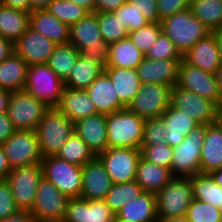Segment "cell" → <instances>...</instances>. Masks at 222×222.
Returning a JSON list of instances; mask_svg holds the SVG:
<instances>
[{
  "label": "cell",
  "mask_w": 222,
  "mask_h": 222,
  "mask_svg": "<svg viewBox=\"0 0 222 222\" xmlns=\"http://www.w3.org/2000/svg\"><path fill=\"white\" fill-rule=\"evenodd\" d=\"M69 43L80 51L81 56L91 58L94 63L105 70L110 44L102 38L98 12L88 13L77 23L70 25Z\"/></svg>",
  "instance_id": "obj_1"
},
{
  "label": "cell",
  "mask_w": 222,
  "mask_h": 222,
  "mask_svg": "<svg viewBox=\"0 0 222 222\" xmlns=\"http://www.w3.org/2000/svg\"><path fill=\"white\" fill-rule=\"evenodd\" d=\"M35 131L43 158L56 156L74 132V122L58 107H49Z\"/></svg>",
  "instance_id": "obj_2"
},
{
  "label": "cell",
  "mask_w": 222,
  "mask_h": 222,
  "mask_svg": "<svg viewBox=\"0 0 222 222\" xmlns=\"http://www.w3.org/2000/svg\"><path fill=\"white\" fill-rule=\"evenodd\" d=\"M162 31L183 56L194 44L207 37L211 31L186 9L161 21Z\"/></svg>",
  "instance_id": "obj_3"
},
{
  "label": "cell",
  "mask_w": 222,
  "mask_h": 222,
  "mask_svg": "<svg viewBox=\"0 0 222 222\" xmlns=\"http://www.w3.org/2000/svg\"><path fill=\"white\" fill-rule=\"evenodd\" d=\"M145 121L127 108L107 114L108 148L140 149Z\"/></svg>",
  "instance_id": "obj_4"
},
{
  "label": "cell",
  "mask_w": 222,
  "mask_h": 222,
  "mask_svg": "<svg viewBox=\"0 0 222 222\" xmlns=\"http://www.w3.org/2000/svg\"><path fill=\"white\" fill-rule=\"evenodd\" d=\"M193 199L191 178L173 177L156 194L157 218L169 219L185 216Z\"/></svg>",
  "instance_id": "obj_5"
},
{
  "label": "cell",
  "mask_w": 222,
  "mask_h": 222,
  "mask_svg": "<svg viewBox=\"0 0 222 222\" xmlns=\"http://www.w3.org/2000/svg\"><path fill=\"white\" fill-rule=\"evenodd\" d=\"M206 133V125L196 126L185 139L173 147L171 175L173 177H191L201 173V150Z\"/></svg>",
  "instance_id": "obj_6"
},
{
  "label": "cell",
  "mask_w": 222,
  "mask_h": 222,
  "mask_svg": "<svg viewBox=\"0 0 222 222\" xmlns=\"http://www.w3.org/2000/svg\"><path fill=\"white\" fill-rule=\"evenodd\" d=\"M64 82L47 64L28 66L23 89L48 107H57L61 101Z\"/></svg>",
  "instance_id": "obj_7"
},
{
  "label": "cell",
  "mask_w": 222,
  "mask_h": 222,
  "mask_svg": "<svg viewBox=\"0 0 222 222\" xmlns=\"http://www.w3.org/2000/svg\"><path fill=\"white\" fill-rule=\"evenodd\" d=\"M48 108L27 90L21 89L11 92L7 114L16 130L35 131Z\"/></svg>",
  "instance_id": "obj_8"
},
{
  "label": "cell",
  "mask_w": 222,
  "mask_h": 222,
  "mask_svg": "<svg viewBox=\"0 0 222 222\" xmlns=\"http://www.w3.org/2000/svg\"><path fill=\"white\" fill-rule=\"evenodd\" d=\"M43 176L51 181L62 194L69 198L81 196L82 166L69 163L56 156H48L41 161Z\"/></svg>",
  "instance_id": "obj_9"
},
{
  "label": "cell",
  "mask_w": 222,
  "mask_h": 222,
  "mask_svg": "<svg viewBox=\"0 0 222 222\" xmlns=\"http://www.w3.org/2000/svg\"><path fill=\"white\" fill-rule=\"evenodd\" d=\"M69 199L51 181L42 176L30 213L35 222L62 221Z\"/></svg>",
  "instance_id": "obj_10"
},
{
  "label": "cell",
  "mask_w": 222,
  "mask_h": 222,
  "mask_svg": "<svg viewBox=\"0 0 222 222\" xmlns=\"http://www.w3.org/2000/svg\"><path fill=\"white\" fill-rule=\"evenodd\" d=\"M171 88L163 84L143 83L126 108L144 120L159 118L170 107Z\"/></svg>",
  "instance_id": "obj_11"
},
{
  "label": "cell",
  "mask_w": 222,
  "mask_h": 222,
  "mask_svg": "<svg viewBox=\"0 0 222 222\" xmlns=\"http://www.w3.org/2000/svg\"><path fill=\"white\" fill-rule=\"evenodd\" d=\"M42 176L41 163L11 168L6 181L10 185L15 205L19 210H31Z\"/></svg>",
  "instance_id": "obj_12"
},
{
  "label": "cell",
  "mask_w": 222,
  "mask_h": 222,
  "mask_svg": "<svg viewBox=\"0 0 222 222\" xmlns=\"http://www.w3.org/2000/svg\"><path fill=\"white\" fill-rule=\"evenodd\" d=\"M2 147L11 168L40 164L43 159L34 130H16Z\"/></svg>",
  "instance_id": "obj_13"
},
{
  "label": "cell",
  "mask_w": 222,
  "mask_h": 222,
  "mask_svg": "<svg viewBox=\"0 0 222 222\" xmlns=\"http://www.w3.org/2000/svg\"><path fill=\"white\" fill-rule=\"evenodd\" d=\"M113 184L135 180L141 150L134 148H107L97 156Z\"/></svg>",
  "instance_id": "obj_14"
},
{
  "label": "cell",
  "mask_w": 222,
  "mask_h": 222,
  "mask_svg": "<svg viewBox=\"0 0 222 222\" xmlns=\"http://www.w3.org/2000/svg\"><path fill=\"white\" fill-rule=\"evenodd\" d=\"M170 106L191 116L198 124L216 122L217 105L214 102L177 85L171 88Z\"/></svg>",
  "instance_id": "obj_15"
},
{
  "label": "cell",
  "mask_w": 222,
  "mask_h": 222,
  "mask_svg": "<svg viewBox=\"0 0 222 222\" xmlns=\"http://www.w3.org/2000/svg\"><path fill=\"white\" fill-rule=\"evenodd\" d=\"M177 86L184 90L194 92L214 102L216 105L221 101L215 74L192 66L184 59L179 63Z\"/></svg>",
  "instance_id": "obj_16"
},
{
  "label": "cell",
  "mask_w": 222,
  "mask_h": 222,
  "mask_svg": "<svg viewBox=\"0 0 222 222\" xmlns=\"http://www.w3.org/2000/svg\"><path fill=\"white\" fill-rule=\"evenodd\" d=\"M56 45L40 32L28 28L14 42V52L28 65L47 64Z\"/></svg>",
  "instance_id": "obj_17"
},
{
  "label": "cell",
  "mask_w": 222,
  "mask_h": 222,
  "mask_svg": "<svg viewBox=\"0 0 222 222\" xmlns=\"http://www.w3.org/2000/svg\"><path fill=\"white\" fill-rule=\"evenodd\" d=\"M115 213L105 200H87L81 197L70 198L65 213V222H112Z\"/></svg>",
  "instance_id": "obj_18"
},
{
  "label": "cell",
  "mask_w": 222,
  "mask_h": 222,
  "mask_svg": "<svg viewBox=\"0 0 222 222\" xmlns=\"http://www.w3.org/2000/svg\"><path fill=\"white\" fill-rule=\"evenodd\" d=\"M113 182L107 174L104 164L96 156L82 166L81 198L104 200Z\"/></svg>",
  "instance_id": "obj_19"
},
{
  "label": "cell",
  "mask_w": 222,
  "mask_h": 222,
  "mask_svg": "<svg viewBox=\"0 0 222 222\" xmlns=\"http://www.w3.org/2000/svg\"><path fill=\"white\" fill-rule=\"evenodd\" d=\"M74 131L95 156L108 148L106 114L97 113L77 120Z\"/></svg>",
  "instance_id": "obj_20"
},
{
  "label": "cell",
  "mask_w": 222,
  "mask_h": 222,
  "mask_svg": "<svg viewBox=\"0 0 222 222\" xmlns=\"http://www.w3.org/2000/svg\"><path fill=\"white\" fill-rule=\"evenodd\" d=\"M181 60H154L144 58L136 71L141 83H155L175 86L178 82L179 63Z\"/></svg>",
  "instance_id": "obj_21"
},
{
  "label": "cell",
  "mask_w": 222,
  "mask_h": 222,
  "mask_svg": "<svg viewBox=\"0 0 222 222\" xmlns=\"http://www.w3.org/2000/svg\"><path fill=\"white\" fill-rule=\"evenodd\" d=\"M183 59L192 66L215 74L222 64L215 34L210 33L207 37L197 41L194 46L183 55Z\"/></svg>",
  "instance_id": "obj_22"
},
{
  "label": "cell",
  "mask_w": 222,
  "mask_h": 222,
  "mask_svg": "<svg viewBox=\"0 0 222 222\" xmlns=\"http://www.w3.org/2000/svg\"><path fill=\"white\" fill-rule=\"evenodd\" d=\"M98 113L111 114L126 108L119 100L108 74L103 71L86 89Z\"/></svg>",
  "instance_id": "obj_23"
},
{
  "label": "cell",
  "mask_w": 222,
  "mask_h": 222,
  "mask_svg": "<svg viewBox=\"0 0 222 222\" xmlns=\"http://www.w3.org/2000/svg\"><path fill=\"white\" fill-rule=\"evenodd\" d=\"M29 28L40 32L57 45L69 43L70 26L57 19L47 9L30 12Z\"/></svg>",
  "instance_id": "obj_24"
},
{
  "label": "cell",
  "mask_w": 222,
  "mask_h": 222,
  "mask_svg": "<svg viewBox=\"0 0 222 222\" xmlns=\"http://www.w3.org/2000/svg\"><path fill=\"white\" fill-rule=\"evenodd\" d=\"M115 216L122 222H158L156 194L142 193L126 203Z\"/></svg>",
  "instance_id": "obj_25"
},
{
  "label": "cell",
  "mask_w": 222,
  "mask_h": 222,
  "mask_svg": "<svg viewBox=\"0 0 222 222\" xmlns=\"http://www.w3.org/2000/svg\"><path fill=\"white\" fill-rule=\"evenodd\" d=\"M200 165L201 173H211L222 167V128L216 122L206 125Z\"/></svg>",
  "instance_id": "obj_26"
},
{
  "label": "cell",
  "mask_w": 222,
  "mask_h": 222,
  "mask_svg": "<svg viewBox=\"0 0 222 222\" xmlns=\"http://www.w3.org/2000/svg\"><path fill=\"white\" fill-rule=\"evenodd\" d=\"M72 122L97 114L86 90L65 87L57 106Z\"/></svg>",
  "instance_id": "obj_27"
},
{
  "label": "cell",
  "mask_w": 222,
  "mask_h": 222,
  "mask_svg": "<svg viewBox=\"0 0 222 222\" xmlns=\"http://www.w3.org/2000/svg\"><path fill=\"white\" fill-rule=\"evenodd\" d=\"M160 117L164 123L165 141L172 147L179 145L199 125L191 116L171 106Z\"/></svg>",
  "instance_id": "obj_28"
},
{
  "label": "cell",
  "mask_w": 222,
  "mask_h": 222,
  "mask_svg": "<svg viewBox=\"0 0 222 222\" xmlns=\"http://www.w3.org/2000/svg\"><path fill=\"white\" fill-rule=\"evenodd\" d=\"M172 178L170 169L155 165L142 156L139 159L135 181L144 192L157 194Z\"/></svg>",
  "instance_id": "obj_29"
},
{
  "label": "cell",
  "mask_w": 222,
  "mask_h": 222,
  "mask_svg": "<svg viewBox=\"0 0 222 222\" xmlns=\"http://www.w3.org/2000/svg\"><path fill=\"white\" fill-rule=\"evenodd\" d=\"M104 71L111 79L120 102L127 107L142 85L136 69L106 67Z\"/></svg>",
  "instance_id": "obj_30"
},
{
  "label": "cell",
  "mask_w": 222,
  "mask_h": 222,
  "mask_svg": "<svg viewBox=\"0 0 222 222\" xmlns=\"http://www.w3.org/2000/svg\"><path fill=\"white\" fill-rule=\"evenodd\" d=\"M28 66L15 52L0 62V88L11 92L23 89Z\"/></svg>",
  "instance_id": "obj_31"
},
{
  "label": "cell",
  "mask_w": 222,
  "mask_h": 222,
  "mask_svg": "<svg viewBox=\"0 0 222 222\" xmlns=\"http://www.w3.org/2000/svg\"><path fill=\"white\" fill-rule=\"evenodd\" d=\"M30 13L0 2V35L15 42L29 28Z\"/></svg>",
  "instance_id": "obj_32"
},
{
  "label": "cell",
  "mask_w": 222,
  "mask_h": 222,
  "mask_svg": "<svg viewBox=\"0 0 222 222\" xmlns=\"http://www.w3.org/2000/svg\"><path fill=\"white\" fill-rule=\"evenodd\" d=\"M144 58L145 54L137 49L129 38H126L110 44L106 67L136 69Z\"/></svg>",
  "instance_id": "obj_33"
},
{
  "label": "cell",
  "mask_w": 222,
  "mask_h": 222,
  "mask_svg": "<svg viewBox=\"0 0 222 222\" xmlns=\"http://www.w3.org/2000/svg\"><path fill=\"white\" fill-rule=\"evenodd\" d=\"M104 70L89 57L79 56L71 74L64 82L65 87L86 90Z\"/></svg>",
  "instance_id": "obj_34"
},
{
  "label": "cell",
  "mask_w": 222,
  "mask_h": 222,
  "mask_svg": "<svg viewBox=\"0 0 222 222\" xmlns=\"http://www.w3.org/2000/svg\"><path fill=\"white\" fill-rule=\"evenodd\" d=\"M191 178L193 198L222 210V188L210 173H198Z\"/></svg>",
  "instance_id": "obj_35"
},
{
  "label": "cell",
  "mask_w": 222,
  "mask_h": 222,
  "mask_svg": "<svg viewBox=\"0 0 222 222\" xmlns=\"http://www.w3.org/2000/svg\"><path fill=\"white\" fill-rule=\"evenodd\" d=\"M79 56L80 51L71 43L58 44L50 55L47 65L65 82Z\"/></svg>",
  "instance_id": "obj_36"
},
{
  "label": "cell",
  "mask_w": 222,
  "mask_h": 222,
  "mask_svg": "<svg viewBox=\"0 0 222 222\" xmlns=\"http://www.w3.org/2000/svg\"><path fill=\"white\" fill-rule=\"evenodd\" d=\"M189 9L211 33L222 27V0H191Z\"/></svg>",
  "instance_id": "obj_37"
},
{
  "label": "cell",
  "mask_w": 222,
  "mask_h": 222,
  "mask_svg": "<svg viewBox=\"0 0 222 222\" xmlns=\"http://www.w3.org/2000/svg\"><path fill=\"white\" fill-rule=\"evenodd\" d=\"M144 190L135 181L113 184L104 199L108 207L116 214L126 203L139 197Z\"/></svg>",
  "instance_id": "obj_38"
},
{
  "label": "cell",
  "mask_w": 222,
  "mask_h": 222,
  "mask_svg": "<svg viewBox=\"0 0 222 222\" xmlns=\"http://www.w3.org/2000/svg\"><path fill=\"white\" fill-rule=\"evenodd\" d=\"M57 156L77 166H83L96 157L75 131L63 144Z\"/></svg>",
  "instance_id": "obj_39"
},
{
  "label": "cell",
  "mask_w": 222,
  "mask_h": 222,
  "mask_svg": "<svg viewBox=\"0 0 222 222\" xmlns=\"http://www.w3.org/2000/svg\"><path fill=\"white\" fill-rule=\"evenodd\" d=\"M98 23L106 43L112 44L128 38L129 31L113 12H98Z\"/></svg>",
  "instance_id": "obj_40"
},
{
  "label": "cell",
  "mask_w": 222,
  "mask_h": 222,
  "mask_svg": "<svg viewBox=\"0 0 222 222\" xmlns=\"http://www.w3.org/2000/svg\"><path fill=\"white\" fill-rule=\"evenodd\" d=\"M47 10L69 26L77 23L89 13L83 7L67 0H52Z\"/></svg>",
  "instance_id": "obj_41"
},
{
  "label": "cell",
  "mask_w": 222,
  "mask_h": 222,
  "mask_svg": "<svg viewBox=\"0 0 222 222\" xmlns=\"http://www.w3.org/2000/svg\"><path fill=\"white\" fill-rule=\"evenodd\" d=\"M162 32L161 22H148L140 29L130 31L128 38L137 49L146 54Z\"/></svg>",
  "instance_id": "obj_42"
},
{
  "label": "cell",
  "mask_w": 222,
  "mask_h": 222,
  "mask_svg": "<svg viewBox=\"0 0 222 222\" xmlns=\"http://www.w3.org/2000/svg\"><path fill=\"white\" fill-rule=\"evenodd\" d=\"M185 216L188 222H222V210L196 199L190 203Z\"/></svg>",
  "instance_id": "obj_43"
},
{
  "label": "cell",
  "mask_w": 222,
  "mask_h": 222,
  "mask_svg": "<svg viewBox=\"0 0 222 222\" xmlns=\"http://www.w3.org/2000/svg\"><path fill=\"white\" fill-rule=\"evenodd\" d=\"M145 58L154 60H182L183 56L162 31L154 44L146 52Z\"/></svg>",
  "instance_id": "obj_44"
},
{
  "label": "cell",
  "mask_w": 222,
  "mask_h": 222,
  "mask_svg": "<svg viewBox=\"0 0 222 222\" xmlns=\"http://www.w3.org/2000/svg\"><path fill=\"white\" fill-rule=\"evenodd\" d=\"M141 156L161 167L171 169L173 158V147L167 143H160L153 146H141Z\"/></svg>",
  "instance_id": "obj_45"
},
{
  "label": "cell",
  "mask_w": 222,
  "mask_h": 222,
  "mask_svg": "<svg viewBox=\"0 0 222 222\" xmlns=\"http://www.w3.org/2000/svg\"><path fill=\"white\" fill-rule=\"evenodd\" d=\"M113 13L119 17L129 32L140 29L149 22L140 11L127 1Z\"/></svg>",
  "instance_id": "obj_46"
},
{
  "label": "cell",
  "mask_w": 222,
  "mask_h": 222,
  "mask_svg": "<svg viewBox=\"0 0 222 222\" xmlns=\"http://www.w3.org/2000/svg\"><path fill=\"white\" fill-rule=\"evenodd\" d=\"M165 134L164 123L161 117L147 119L144 125L141 146H153L160 143H166Z\"/></svg>",
  "instance_id": "obj_47"
},
{
  "label": "cell",
  "mask_w": 222,
  "mask_h": 222,
  "mask_svg": "<svg viewBox=\"0 0 222 222\" xmlns=\"http://www.w3.org/2000/svg\"><path fill=\"white\" fill-rule=\"evenodd\" d=\"M18 210L9 183L6 180H0V220Z\"/></svg>",
  "instance_id": "obj_48"
},
{
  "label": "cell",
  "mask_w": 222,
  "mask_h": 222,
  "mask_svg": "<svg viewBox=\"0 0 222 222\" xmlns=\"http://www.w3.org/2000/svg\"><path fill=\"white\" fill-rule=\"evenodd\" d=\"M191 0H157V13L159 19L172 16L173 14L186 10L190 7Z\"/></svg>",
  "instance_id": "obj_49"
},
{
  "label": "cell",
  "mask_w": 222,
  "mask_h": 222,
  "mask_svg": "<svg viewBox=\"0 0 222 222\" xmlns=\"http://www.w3.org/2000/svg\"><path fill=\"white\" fill-rule=\"evenodd\" d=\"M143 14L149 22H161L157 13V0H127Z\"/></svg>",
  "instance_id": "obj_50"
},
{
  "label": "cell",
  "mask_w": 222,
  "mask_h": 222,
  "mask_svg": "<svg viewBox=\"0 0 222 222\" xmlns=\"http://www.w3.org/2000/svg\"><path fill=\"white\" fill-rule=\"evenodd\" d=\"M16 131L7 112L0 113V145Z\"/></svg>",
  "instance_id": "obj_51"
},
{
  "label": "cell",
  "mask_w": 222,
  "mask_h": 222,
  "mask_svg": "<svg viewBox=\"0 0 222 222\" xmlns=\"http://www.w3.org/2000/svg\"><path fill=\"white\" fill-rule=\"evenodd\" d=\"M95 12H114L127 0H95Z\"/></svg>",
  "instance_id": "obj_52"
},
{
  "label": "cell",
  "mask_w": 222,
  "mask_h": 222,
  "mask_svg": "<svg viewBox=\"0 0 222 222\" xmlns=\"http://www.w3.org/2000/svg\"><path fill=\"white\" fill-rule=\"evenodd\" d=\"M0 222H35L30 210H18L16 213L0 220Z\"/></svg>",
  "instance_id": "obj_53"
},
{
  "label": "cell",
  "mask_w": 222,
  "mask_h": 222,
  "mask_svg": "<svg viewBox=\"0 0 222 222\" xmlns=\"http://www.w3.org/2000/svg\"><path fill=\"white\" fill-rule=\"evenodd\" d=\"M14 52V43L0 35V62L7 59Z\"/></svg>",
  "instance_id": "obj_54"
},
{
  "label": "cell",
  "mask_w": 222,
  "mask_h": 222,
  "mask_svg": "<svg viewBox=\"0 0 222 222\" xmlns=\"http://www.w3.org/2000/svg\"><path fill=\"white\" fill-rule=\"evenodd\" d=\"M4 5L30 13V0H1Z\"/></svg>",
  "instance_id": "obj_55"
},
{
  "label": "cell",
  "mask_w": 222,
  "mask_h": 222,
  "mask_svg": "<svg viewBox=\"0 0 222 222\" xmlns=\"http://www.w3.org/2000/svg\"><path fill=\"white\" fill-rule=\"evenodd\" d=\"M11 167L7 161L2 145H0V180H6Z\"/></svg>",
  "instance_id": "obj_56"
},
{
  "label": "cell",
  "mask_w": 222,
  "mask_h": 222,
  "mask_svg": "<svg viewBox=\"0 0 222 222\" xmlns=\"http://www.w3.org/2000/svg\"><path fill=\"white\" fill-rule=\"evenodd\" d=\"M67 1L83 7L89 13H95V5H96L95 0H67Z\"/></svg>",
  "instance_id": "obj_57"
},
{
  "label": "cell",
  "mask_w": 222,
  "mask_h": 222,
  "mask_svg": "<svg viewBox=\"0 0 222 222\" xmlns=\"http://www.w3.org/2000/svg\"><path fill=\"white\" fill-rule=\"evenodd\" d=\"M11 91L0 88V113L7 112Z\"/></svg>",
  "instance_id": "obj_58"
},
{
  "label": "cell",
  "mask_w": 222,
  "mask_h": 222,
  "mask_svg": "<svg viewBox=\"0 0 222 222\" xmlns=\"http://www.w3.org/2000/svg\"><path fill=\"white\" fill-rule=\"evenodd\" d=\"M52 0H30V12L47 9Z\"/></svg>",
  "instance_id": "obj_59"
},
{
  "label": "cell",
  "mask_w": 222,
  "mask_h": 222,
  "mask_svg": "<svg viewBox=\"0 0 222 222\" xmlns=\"http://www.w3.org/2000/svg\"><path fill=\"white\" fill-rule=\"evenodd\" d=\"M215 77H216V83H217L218 91L220 93L221 100H222V64L218 68V70L215 72Z\"/></svg>",
  "instance_id": "obj_60"
},
{
  "label": "cell",
  "mask_w": 222,
  "mask_h": 222,
  "mask_svg": "<svg viewBox=\"0 0 222 222\" xmlns=\"http://www.w3.org/2000/svg\"><path fill=\"white\" fill-rule=\"evenodd\" d=\"M210 174L215 182L222 188V167L212 171Z\"/></svg>",
  "instance_id": "obj_61"
},
{
  "label": "cell",
  "mask_w": 222,
  "mask_h": 222,
  "mask_svg": "<svg viewBox=\"0 0 222 222\" xmlns=\"http://www.w3.org/2000/svg\"><path fill=\"white\" fill-rule=\"evenodd\" d=\"M217 38L218 45H219V51H220V58L222 62V27H220L218 30L213 32Z\"/></svg>",
  "instance_id": "obj_62"
},
{
  "label": "cell",
  "mask_w": 222,
  "mask_h": 222,
  "mask_svg": "<svg viewBox=\"0 0 222 222\" xmlns=\"http://www.w3.org/2000/svg\"><path fill=\"white\" fill-rule=\"evenodd\" d=\"M216 123L222 128V100L217 104Z\"/></svg>",
  "instance_id": "obj_63"
},
{
  "label": "cell",
  "mask_w": 222,
  "mask_h": 222,
  "mask_svg": "<svg viewBox=\"0 0 222 222\" xmlns=\"http://www.w3.org/2000/svg\"><path fill=\"white\" fill-rule=\"evenodd\" d=\"M158 222H188L186 216L174 217L169 219H158Z\"/></svg>",
  "instance_id": "obj_64"
},
{
  "label": "cell",
  "mask_w": 222,
  "mask_h": 222,
  "mask_svg": "<svg viewBox=\"0 0 222 222\" xmlns=\"http://www.w3.org/2000/svg\"><path fill=\"white\" fill-rule=\"evenodd\" d=\"M112 222H122V221H119V220L115 217Z\"/></svg>",
  "instance_id": "obj_65"
},
{
  "label": "cell",
  "mask_w": 222,
  "mask_h": 222,
  "mask_svg": "<svg viewBox=\"0 0 222 222\" xmlns=\"http://www.w3.org/2000/svg\"><path fill=\"white\" fill-rule=\"evenodd\" d=\"M47 222H65V221L62 220V221H47Z\"/></svg>",
  "instance_id": "obj_66"
}]
</instances>
